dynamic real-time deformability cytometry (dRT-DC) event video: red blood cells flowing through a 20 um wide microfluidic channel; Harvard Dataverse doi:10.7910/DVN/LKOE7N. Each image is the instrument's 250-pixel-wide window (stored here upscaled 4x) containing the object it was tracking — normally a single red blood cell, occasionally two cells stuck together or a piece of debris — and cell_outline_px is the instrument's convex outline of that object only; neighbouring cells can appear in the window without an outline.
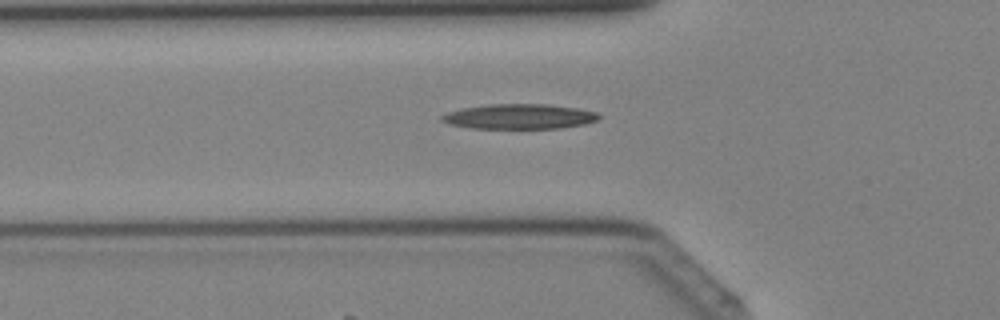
{"species": "Egyptian fruit bat (a non-hibernating species)", "species_latin": "Rousettus aegyptiacus", "temperature_condition": "cold", "stored_images_in_passage": 40, "camera_frame_rate_fps": 3000, "um_per_image_px": 0.085, "animal": {"sex": "female"}, "frame": {"image": 1, "passage_image": 14, "time_ms": 4.333, "image_size_px": [1000, 320], "cell_outline_px": [[600, 120], [584, 124], [560, 128], [468, 128], [448, 124], [440, 120], [440, 116], [448, 112], [464, 108], [488, 104], [544, 104], [576, 108], [596, 112], [600, 116]], "centroid_in_image_um": [44.12, 9.91], "position_along_channel_um": 81.7, "area_um2": 22.83}}
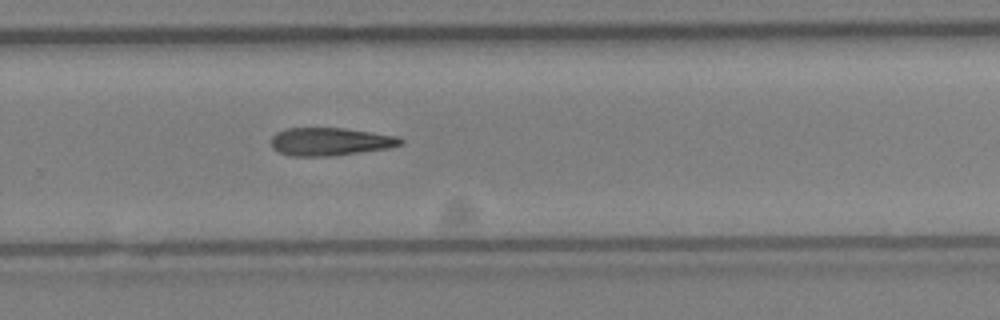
{"frame": {"image": 2, "passage_image": 27, "time_ms": 8.667, "image_size_px": [1000, 320], "cell_outline_px": [[404, 144], [388, 148], [336, 156], [292, 156], [280, 152], [272, 148], [272, 136], [276, 132], [288, 128], [344, 128], [396, 136], [404, 140]], "centroid_in_image_um": [28.08, 12.04], "position_along_channel_um": 301.7, "area_um2": 21.1}}
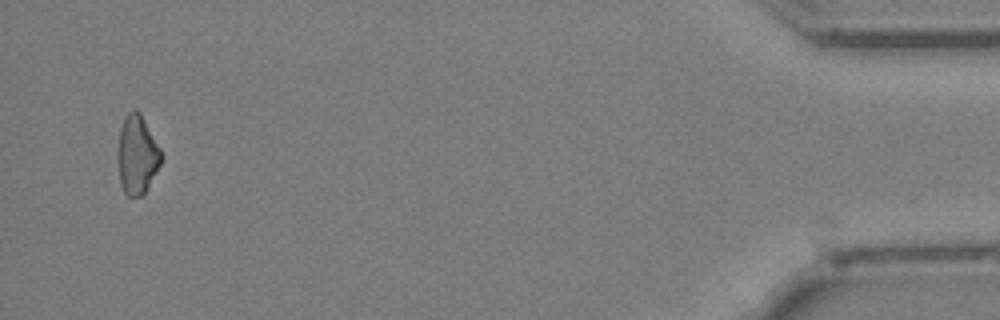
{"frame": {"image": 3, "passage_image": 39, "time_ms": 12.667, "image_size_px": [1000, 320], "cell_outline_px": [[164, 156], [160, 164], [144, 192], [140, 196], [128, 196], [124, 192], [120, 184], [116, 160], [116, 152], [120, 128], [124, 116], [128, 112], [136, 108], [140, 112], [160, 148]], "centroid_in_image_um": [11.61, 13.12], "position_along_channel_um": 423.6, "area_um2": 20.23}}